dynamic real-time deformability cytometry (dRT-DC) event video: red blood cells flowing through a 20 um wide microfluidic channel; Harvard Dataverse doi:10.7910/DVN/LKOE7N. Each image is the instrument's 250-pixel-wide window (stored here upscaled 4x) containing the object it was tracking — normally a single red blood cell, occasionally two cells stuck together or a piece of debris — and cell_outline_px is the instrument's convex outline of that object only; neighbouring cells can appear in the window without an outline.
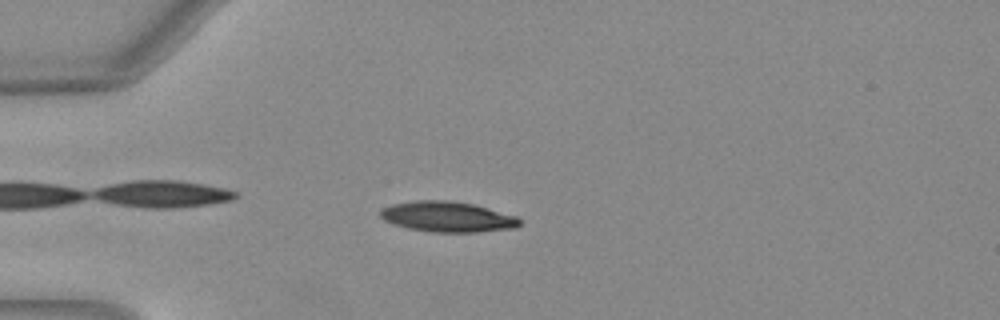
{"species": "Egyptian fruit bat (a non-hibernating species)", "species_latin": "Rousettus aegyptiacus", "temperature_condition": "warm", "stored_images_in_passage": 51, "camera_frame_rate_fps": 3000, "um_per_image_px": 0.085, "animal": {"sex": "female"}, "frame": {"image": 1, "passage_image": 14, "time_ms": 4.333, "image_size_px": [1000, 320], "cell_outline_px": [[520, 224], [516, 228], [476, 232], [432, 232], [408, 228], [384, 220], [380, 216], [380, 212], [384, 208], [392, 204], [416, 200], [444, 200], [472, 204], [516, 216], [520, 220]], "centroid_in_image_um": [38.04, 18.43], "position_along_channel_um": 47.0, "area_um2": 24.39}}
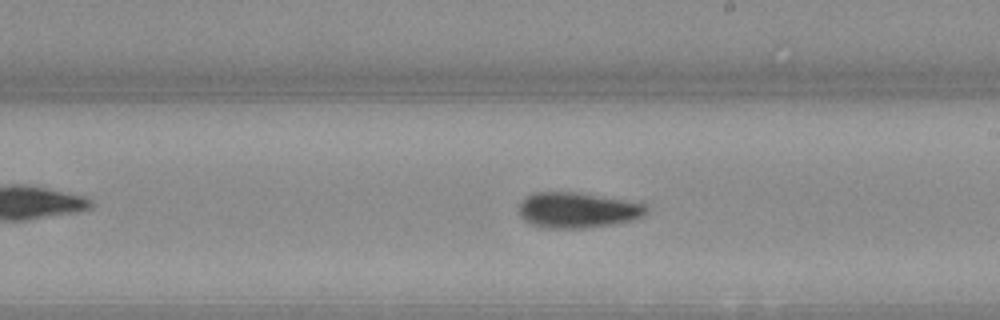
{"frame": {"image": 2, "passage_image": 30, "time_ms": 9.667, "image_size_px": [1000, 320], "cell_outline_px": [[644, 212], [640, 216], [616, 224], [584, 228], [544, 228], [532, 224], [524, 220], [520, 216], [520, 204], [528, 196], [536, 192], [572, 192], [644, 204]], "centroid_in_image_um": [48.99, 17.88], "position_along_channel_um": 240.0, "area_um2": 25.49}}
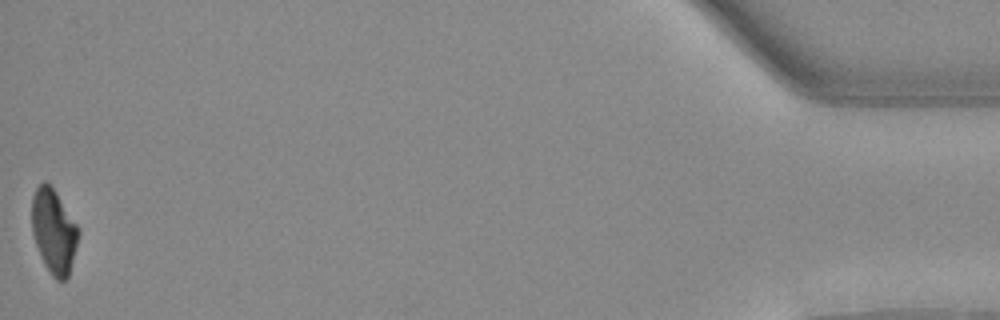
{"frame": {"image": 3, "passage_image": 51, "time_ms": 16.667, "image_size_px": [1000, 320], "cell_outline_px": [[80, 232], [68, 276], [64, 280], [56, 280], [52, 276], [44, 264], [36, 244], [32, 232], [32, 196], [36, 188], [44, 180], [56, 192], [80, 228]], "centroid_in_image_um": [4.58, 19.65], "position_along_channel_um": 430.6, "area_um2": 22.72}, "authors_computed_cell_mechanics": {"area_um2": 24.3916, "velocity_mm_per_s": 4.0389, "shape_relaxation_time_tau1_ms": 5.964, "shape_relaxation_time_tau2_ms": 2.7834, "deformation_change_tau1": 0.23, "deformation_change_tau2": 0.0704}}